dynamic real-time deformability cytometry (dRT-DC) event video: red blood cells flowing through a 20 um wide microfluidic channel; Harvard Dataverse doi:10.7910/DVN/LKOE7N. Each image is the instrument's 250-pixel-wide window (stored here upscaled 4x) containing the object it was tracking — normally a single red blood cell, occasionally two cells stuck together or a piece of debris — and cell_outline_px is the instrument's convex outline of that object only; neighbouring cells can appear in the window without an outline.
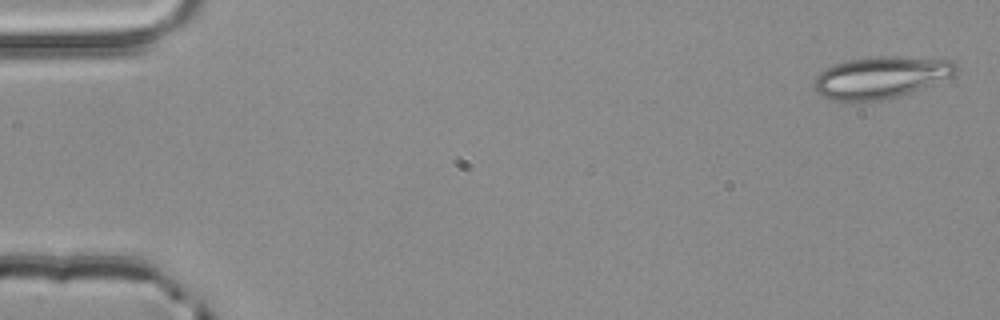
{"species": "common noctule bat (a hibernating species)", "species_latin": "Nyctalus noctula", "temperature_condition": "room temperature", "stored_images_in_passage": 3, "camera_frame_rate_fps": 3000, "um_per_image_px": 0.085, "animal": {"sex": "male", "body_mass_g": 20.4}, "frame": {"image": 1, "passage_image": 1, "time_ms": 0.0, "image_size_px": [1000, 320], "cell_outline_px": [[960, 68], [952, 76], [908, 92], [896, 96], [880, 100], [856, 104], [832, 100], [820, 96], [816, 92], [812, 84], [816, 76], [824, 68], [848, 60], [872, 56], [896, 56], [952, 60]], "centroid_in_image_um": [74.78, 6.59], "position_along_channel_um": 10.2, "area_um2": 34.97}}